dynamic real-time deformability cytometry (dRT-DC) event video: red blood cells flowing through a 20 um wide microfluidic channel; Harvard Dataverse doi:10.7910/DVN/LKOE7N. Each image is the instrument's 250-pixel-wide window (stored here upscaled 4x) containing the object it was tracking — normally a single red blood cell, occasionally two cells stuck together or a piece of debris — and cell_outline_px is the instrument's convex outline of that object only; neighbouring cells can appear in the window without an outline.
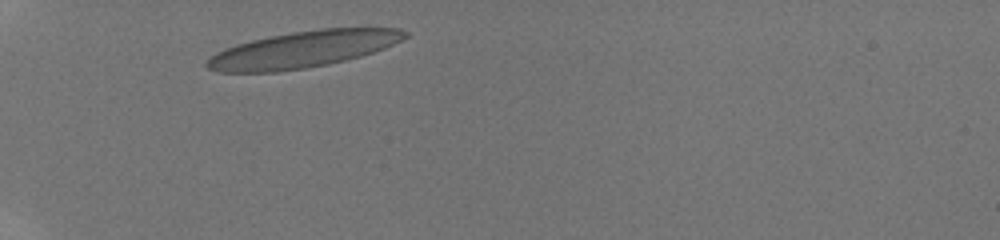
{"species": "human", "species_latin": "Homo sapiens", "temperature_condition": "room temperature", "stored_images_in_passage": 4, "camera_frame_rate_fps": 3000, "um_per_image_px": 0.085, "donor": {"sex": "male"}, "frame": {"image": 1, "passage_image": 3, "time_ms": 0.667, "image_size_px": [1000, 240], "cell_outline_px": [[408, 36], [384, 48], [360, 56], [328, 64], [304, 68], [276, 72], [216, 72], [208, 68], [204, 64], [216, 52], [224, 48], [236, 44], [268, 36], [292, 32], [320, 28], [400, 28], [408, 32]], "centroid_in_image_um": [25.73, 4.19], "position_along_channel_um": 59.3, "area_um2": 41.91}}